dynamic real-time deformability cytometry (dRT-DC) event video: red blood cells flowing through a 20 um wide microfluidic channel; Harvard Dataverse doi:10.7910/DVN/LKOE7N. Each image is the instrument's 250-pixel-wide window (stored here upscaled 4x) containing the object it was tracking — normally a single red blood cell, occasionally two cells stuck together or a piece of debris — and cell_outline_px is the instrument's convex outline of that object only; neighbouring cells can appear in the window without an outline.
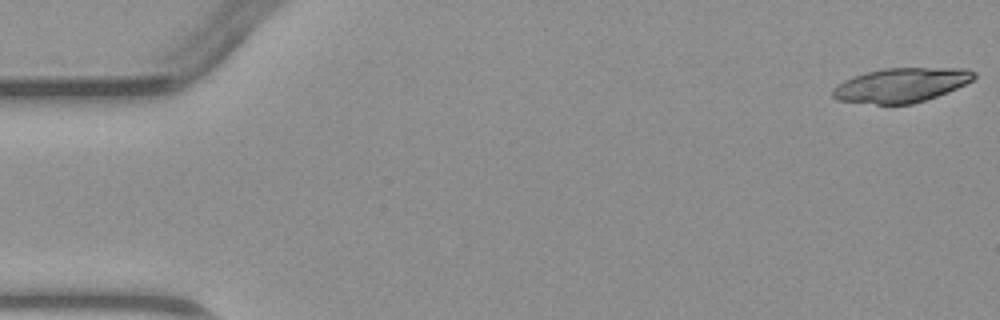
{"species": "common noctule bat (a hibernating species)", "species_latin": "Nyctalus noctula", "temperature_condition": "warm", "stored_images_in_passage": 4, "camera_frame_rate_fps": 3000, "um_per_image_px": 0.085, "animal": {"sex": "male", "body_mass_g": 23.1, "forearm_length_mm": 52.7}, "frame": {"image": 1, "passage_image": 1, "time_ms": 0.0, "image_size_px": [1000, 320], "cell_outline_px": [[976, 76], [972, 80], [948, 92], [912, 104], [876, 104], [836, 100], [832, 96], [832, 88], [844, 80], [852, 76], [884, 68], [968, 68], [976, 72]], "centroid_in_image_um": [76.59, 7.23], "position_along_channel_um": 8.4, "area_um2": 28.26}}